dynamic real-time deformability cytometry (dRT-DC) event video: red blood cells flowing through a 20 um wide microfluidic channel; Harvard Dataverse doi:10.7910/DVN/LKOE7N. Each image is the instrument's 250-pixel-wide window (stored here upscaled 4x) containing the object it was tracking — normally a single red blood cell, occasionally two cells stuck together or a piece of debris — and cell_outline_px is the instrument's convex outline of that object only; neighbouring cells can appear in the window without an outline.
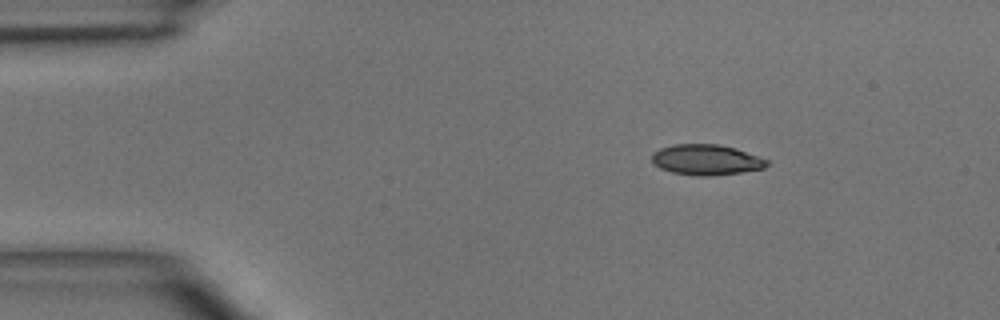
{"species": "common noctule bat (a hibernating species)", "species_latin": "Nyctalus noctula", "temperature_condition": "room temperature", "stored_images_in_passage": 5, "camera_frame_rate_fps": 3000, "um_per_image_px": 0.085, "animal": {"sex": "male", "body_mass_g": 15.6}, "frame": {"image": 1, "passage_image": 1, "time_ms": 0.0, "image_size_px": [1000, 320], "cell_outline_px": [[768, 164], [764, 168], [740, 172], [712, 176], [696, 176], [672, 172], [660, 168], [652, 164], [652, 152], [660, 148], [672, 144], [720, 144], [736, 148], [768, 160]], "centroid_in_image_um": [59.99, 13.57], "position_along_channel_um": 25.0, "area_um2": 20.58}}
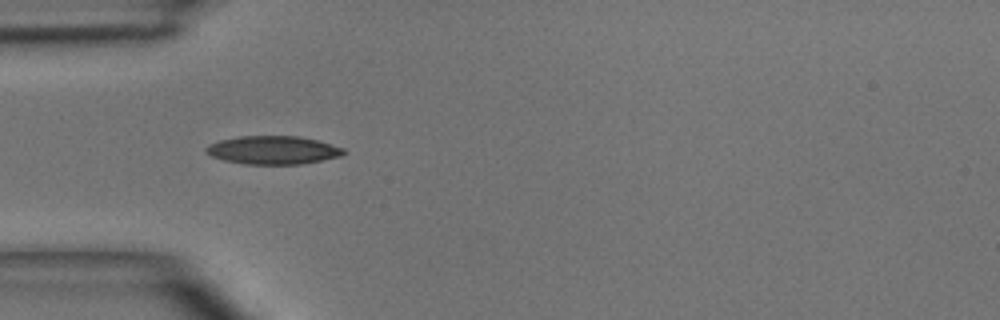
{"frame": {"image": 2, "passage_image": 3, "time_ms": 2.333, "image_size_px": [1000, 320], "cell_outline_px": [[348, 152], [340, 156], [300, 164], [244, 164], [224, 160], [212, 156], [204, 152], [204, 148], [208, 144], [220, 140], [240, 136], [300, 136], [316, 140], [344, 148]], "centroid_in_image_um": [23.18, 12.75], "position_along_channel_um": 61.8, "area_um2": 22.66}}